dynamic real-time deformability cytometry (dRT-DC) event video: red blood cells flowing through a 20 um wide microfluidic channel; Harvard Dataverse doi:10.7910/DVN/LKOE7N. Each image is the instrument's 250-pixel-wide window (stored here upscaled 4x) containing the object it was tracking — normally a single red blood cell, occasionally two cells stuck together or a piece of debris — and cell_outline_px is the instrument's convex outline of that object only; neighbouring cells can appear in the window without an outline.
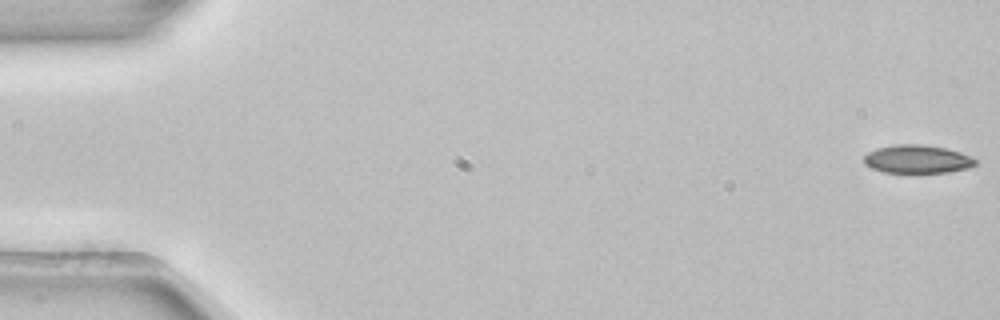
{"species": "common noctule bat (a hibernating species)", "species_latin": "Nyctalus noctula", "temperature_condition": "room temperature", "stored_images_in_passage": 4, "camera_frame_rate_fps": 3000, "um_per_image_px": 0.085, "animal": {"sex": "female", "body_mass_g": 22.7, "forearm_length_mm": 54.2}, "frame": {"image": 1, "passage_image": 1, "time_ms": 0.0, "image_size_px": [1000, 320], "cell_outline_px": [[976, 164], [968, 168], [948, 172], [884, 172], [872, 168], [864, 164], [864, 156], [868, 152], [876, 148], [896, 144], [920, 144], [944, 148], [960, 152], [976, 160]], "centroid_in_image_um": [77.93, 13.52], "position_along_channel_um": 7.1, "area_um2": 18.15}}
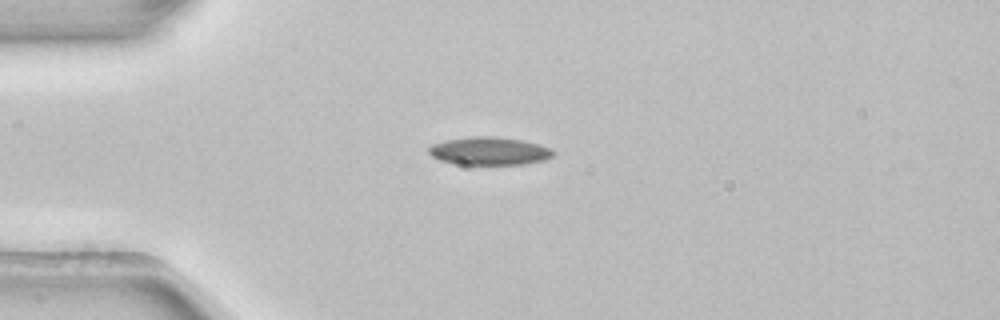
{"frame": {"image": 2, "passage_image": 4, "time_ms": 1.0, "image_size_px": [1000, 320], "cell_outline_px": [[556, 152], [552, 156], [544, 160], [524, 164], [460, 164], [440, 160], [432, 156], [428, 152], [428, 148], [432, 144], [444, 140], [472, 136], [496, 136], [524, 140], [540, 144], [552, 148]], "centroid_in_image_um": [41.62, 12.82], "position_along_channel_um": 43.4, "area_um2": 20.46}}